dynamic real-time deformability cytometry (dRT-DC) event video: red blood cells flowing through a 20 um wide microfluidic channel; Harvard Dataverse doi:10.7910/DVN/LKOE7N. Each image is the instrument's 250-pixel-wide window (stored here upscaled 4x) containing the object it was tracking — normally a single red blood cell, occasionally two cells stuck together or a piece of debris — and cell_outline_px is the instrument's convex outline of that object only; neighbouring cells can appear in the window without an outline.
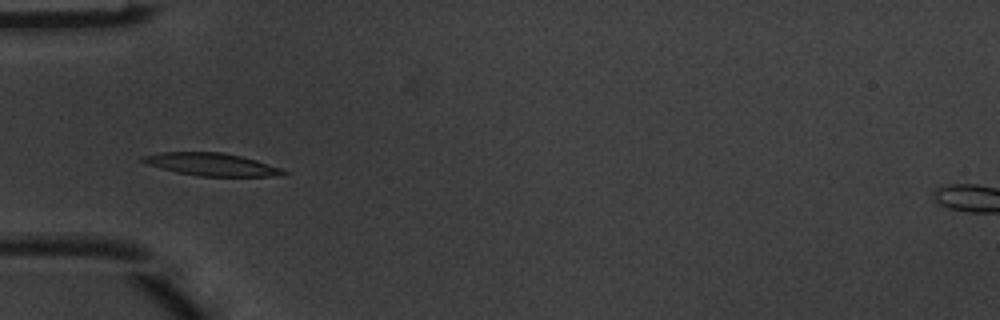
{"species": "common noctule bat (a hibernating species)", "species_latin": "Nyctalus noctula", "temperature_condition": "warm", "stored_images_in_passage": 4, "camera_frame_rate_fps": 3000, "um_per_image_px": 0.085, "animal": {"sex": "male", "body_mass_g": 20.1, "forearm_length_mm": 53.5}, "frame": {"image": 1, "passage_image": 4, "time_ms": 1.0, "image_size_px": [1000, 320], "cell_outline_px": [[288, 172], [284, 176], [200, 176], [176, 172], [148, 164], [140, 160], [140, 156], [160, 152], [224, 152], [256, 160], [280, 168]], "centroid_in_image_um": [17.98, 13.97], "position_along_channel_um": 67.0, "area_um2": 18.5}}